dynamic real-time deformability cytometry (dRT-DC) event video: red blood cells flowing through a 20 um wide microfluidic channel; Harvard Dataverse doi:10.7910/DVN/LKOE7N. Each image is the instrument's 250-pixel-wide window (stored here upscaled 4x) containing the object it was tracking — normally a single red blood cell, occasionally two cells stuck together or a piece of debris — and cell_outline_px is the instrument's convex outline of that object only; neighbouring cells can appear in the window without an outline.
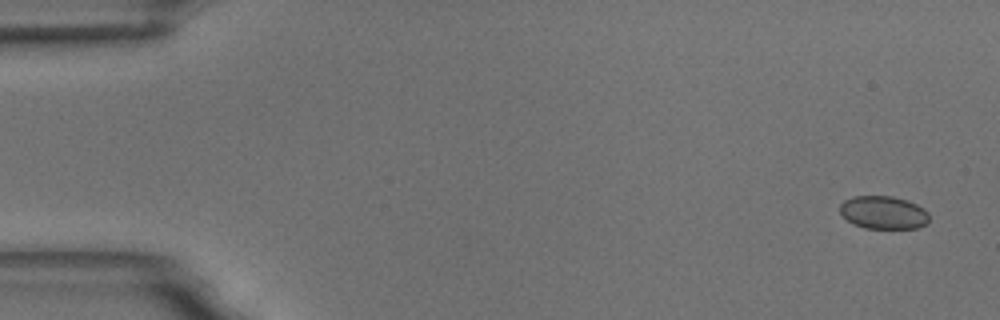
{"species": "common noctule bat (a hibernating species)", "species_latin": "Nyctalus noctula", "temperature_condition": "room temperature", "stored_images_in_passage": 56, "camera_frame_rate_fps": 3000, "um_per_image_px": 0.085, "animal": {"sex": "male", "body_mass_g": 18.8}, "frame": {"image": 1, "passage_image": 1, "time_ms": 0.0, "image_size_px": [1000, 320], "cell_outline_px": [[928, 220], [920, 228], [864, 228], [852, 224], [840, 212], [840, 204], [844, 200], [852, 196], [892, 196], [908, 200], [924, 208], [928, 212]], "centroid_in_image_um": [75.08, 18.05], "position_along_channel_um": 9.9, "area_um2": 17.22}}
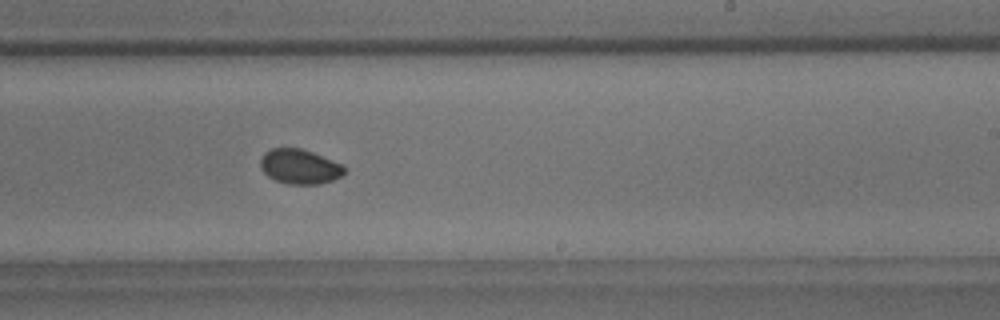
{"frame": {"image": 2, "passage_image": 33, "time_ms": 10.667, "image_size_px": [1000, 320], "cell_outline_px": [[348, 168], [340, 176], [332, 180], [316, 184], [288, 184], [276, 180], [268, 176], [260, 168], [260, 160], [264, 152], [272, 148], [300, 148], [312, 152], [332, 160]], "centroid_in_image_um": [25.45, 14.15], "position_along_channel_um": 263.6, "area_um2": 16.88}}
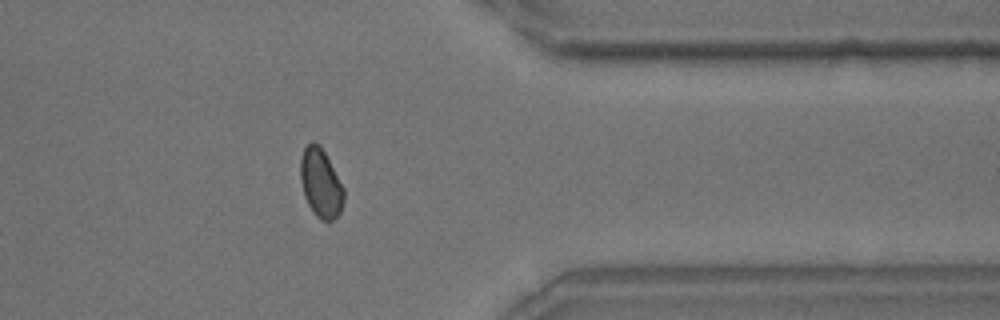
{"frame": {"image": 3, "passage_image": 44, "time_ms": 14.333, "image_size_px": [1000, 320], "cell_outline_px": [[344, 200], [340, 212], [332, 220], [320, 220], [316, 216], [308, 204], [304, 196], [300, 180], [300, 156], [304, 148], [312, 140], [320, 144], [344, 188]], "centroid_in_image_um": [27.24, 15.54], "position_along_channel_um": 384.2, "area_um2": 17.46}}